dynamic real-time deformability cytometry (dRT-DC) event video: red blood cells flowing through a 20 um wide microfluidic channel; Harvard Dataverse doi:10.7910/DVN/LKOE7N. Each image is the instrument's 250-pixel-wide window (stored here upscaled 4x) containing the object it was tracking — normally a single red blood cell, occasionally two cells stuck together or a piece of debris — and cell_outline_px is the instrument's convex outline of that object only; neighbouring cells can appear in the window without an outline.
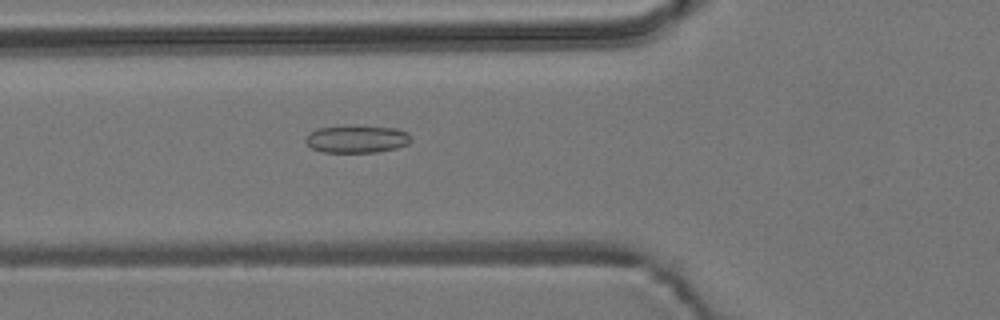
{"species": "common noctule bat (a hibernating species)", "species_latin": "Nyctalus noctula", "temperature_condition": "room temperature", "stored_images_in_passage": 45, "camera_frame_rate_fps": 3000, "um_per_image_px": 0.085, "animal": {"sex": "male", "body_mass_g": 19.2, "forearm_length_mm": 51.8}, "frame": {"image": 1, "passage_image": 13, "time_ms": 4.0, "image_size_px": [1000, 320], "cell_outline_px": [[412, 140], [408, 144], [396, 148], [376, 152], [324, 152], [312, 148], [304, 140], [316, 128], [344, 124], [352, 124], [396, 128], [408, 132]], "centroid_in_image_um": [30.35, 11.78], "position_along_channel_um": 95.5, "area_um2": 17.34}}
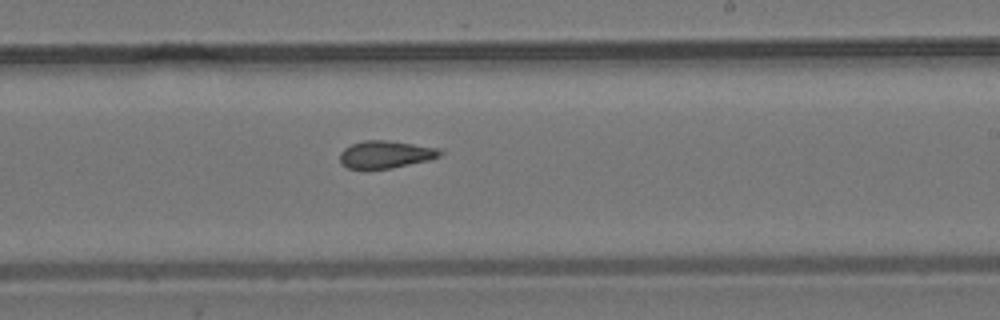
{"frame": {"image": 2, "passage_image": 26, "time_ms": 8.333, "image_size_px": [1000, 320], "cell_outline_px": [[444, 152], [440, 156], [428, 160], [392, 168], [368, 172], [348, 168], [340, 160], [340, 152], [344, 148], [352, 144], [364, 140], [388, 140], [444, 148]], "centroid_in_image_um": [32.8, 13.15], "position_along_channel_um": 256.2, "area_um2": 16.7}}
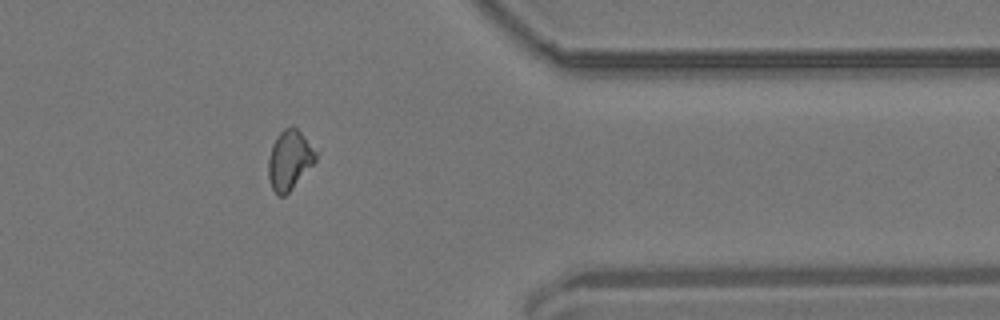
{"frame": {"image": 3, "passage_image": 38, "time_ms": 12.333, "image_size_px": [1000, 320], "cell_outline_px": [[320, 148], [316, 160], [292, 188], [284, 196], [276, 196], [272, 188], [268, 176], [268, 160], [272, 144], [276, 136], [284, 128], [292, 124]], "centroid_in_image_um": [24.65, 13.53], "position_along_channel_um": 386.7, "area_um2": 16.99}, "authors_computed_cell_mechanics": {"area_um2": 16.7042, "velocity_mm_per_s": 3.695, "shape_relaxation_time_tau1_ms": null, "shape_relaxation_time_tau2_ms": 10.6857, "deformation_change_tau1": null, "deformation_change_tau2": 0.2447}}